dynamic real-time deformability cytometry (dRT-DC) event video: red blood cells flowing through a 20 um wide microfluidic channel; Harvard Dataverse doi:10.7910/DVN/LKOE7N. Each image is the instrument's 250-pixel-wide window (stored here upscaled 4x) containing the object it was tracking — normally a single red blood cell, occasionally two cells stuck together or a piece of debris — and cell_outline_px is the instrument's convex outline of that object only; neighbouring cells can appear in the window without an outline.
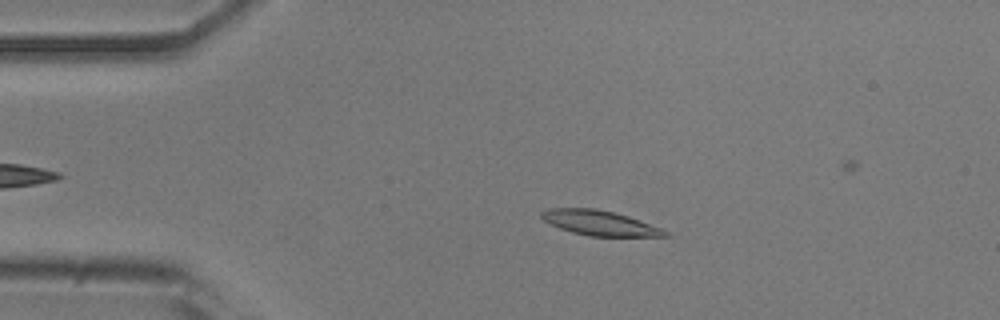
{"species": "common noctule bat (a hibernating species)", "species_latin": "Nyctalus noctula", "temperature_condition": "room temperature", "stored_images_in_passage": 23, "camera_frame_rate_fps": 3000, "um_per_image_px": 0.085, "animal": {"sex": "male", "body_mass_g": 20.5, "forearm_length_mm": 52.5}, "frame": {"image": 1, "passage_image": 10, "time_ms": 3.0, "image_size_px": [1000, 320], "cell_outline_px": [[672, 236], [588, 236], [572, 232], [560, 228], [544, 220], [540, 216], [540, 212], [548, 208], [596, 208], [628, 216], [664, 228], [672, 232]], "centroid_in_image_um": [51.04, 18.95], "position_along_channel_um": 34.0, "area_um2": 18.09}}
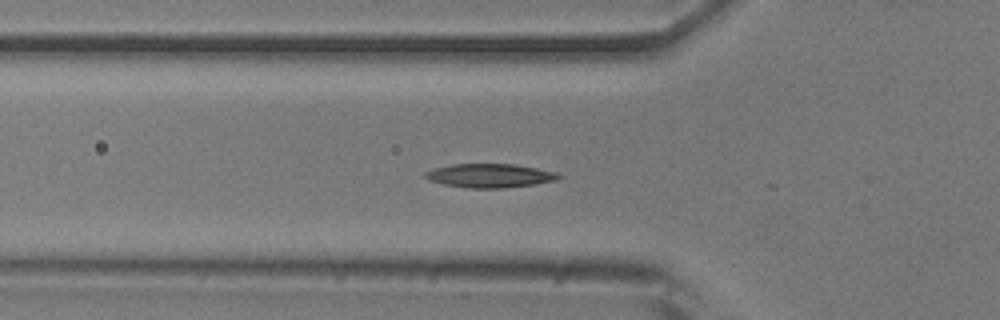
{"frame": {"image": 2, "passage_image": 17, "time_ms": 5.333, "image_size_px": [1000, 320], "cell_outline_px": [[564, 176], [556, 180], [532, 184], [504, 188], [464, 188], [444, 184], [428, 180], [424, 176], [424, 172], [432, 168], [452, 164], [512, 164], [536, 168], [556, 172]], "centroid_in_image_um": [41.59, 14.93], "position_along_channel_um": 84.2, "area_um2": 18.55}}
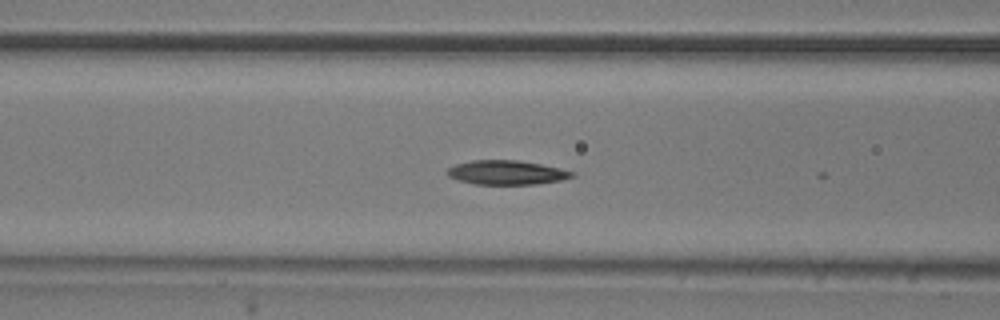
{"frame": {"image": 3, "passage_image": 20, "time_ms": 6.333, "image_size_px": [1000, 320], "cell_outline_px": [[576, 176], [560, 180], [536, 184], [476, 184], [460, 180], [448, 176], [444, 172], [448, 168], [456, 164], [472, 160], [516, 160], [540, 164], [560, 168], [576, 172]], "centroid_in_image_um": [43.07, 14.66], "position_along_channel_um": 123.5, "area_um2": 17.57}}